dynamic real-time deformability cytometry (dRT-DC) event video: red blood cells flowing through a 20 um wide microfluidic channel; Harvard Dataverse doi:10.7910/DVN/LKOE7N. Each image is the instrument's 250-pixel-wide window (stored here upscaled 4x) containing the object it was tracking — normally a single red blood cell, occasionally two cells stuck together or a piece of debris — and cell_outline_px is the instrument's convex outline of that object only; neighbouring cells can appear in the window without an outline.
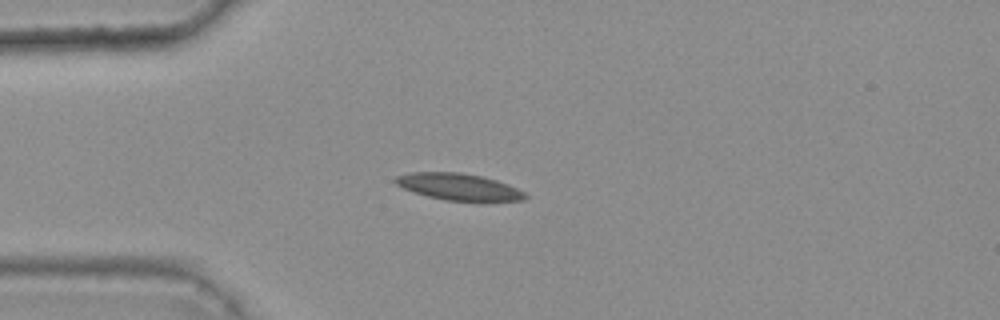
{"species": "common noctule bat (a hibernating species)", "species_latin": "Nyctalus noctula", "temperature_condition": "warm", "stored_images_in_passage": 39, "camera_frame_rate_fps": 3000, "um_per_image_px": 0.085, "animal": {"sex": "female", "body_mass_g": 25.1}, "frame": {"image": 1, "passage_image": 10, "time_ms": 3.0, "image_size_px": [1000, 320], "cell_outline_px": [[528, 196], [524, 200], [484, 204], [480, 204], [444, 200], [412, 192], [396, 184], [392, 180], [396, 176], [408, 172], [460, 172], [480, 176], [496, 180], [508, 184], [524, 192]], "centroid_in_image_um": [39.05, 15.93], "position_along_channel_um": 46.0, "area_um2": 21.15}}
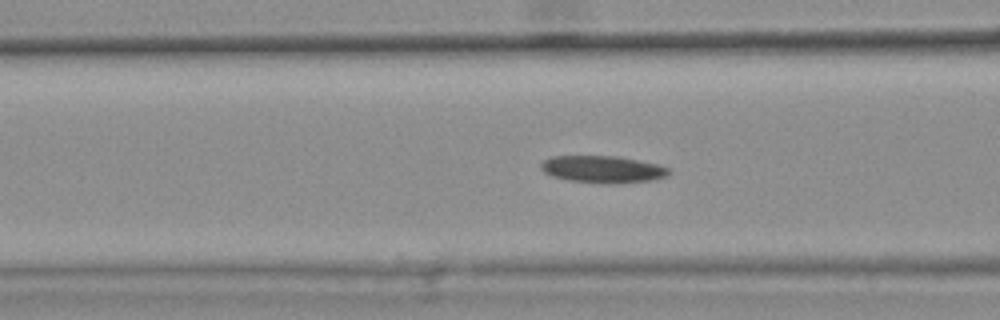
{"frame": {"image": 2, "passage_image": 17, "time_ms": 5.333, "image_size_px": [1000, 320], "cell_outline_px": [[672, 172], [668, 176], [648, 180], [568, 180], [552, 176], [544, 172], [540, 168], [540, 164], [544, 160], [552, 156], [620, 156], [656, 164], [668, 168]], "centroid_in_image_um": [51.18, 14.32], "position_along_channel_um": 115.4, "area_um2": 18.96}}
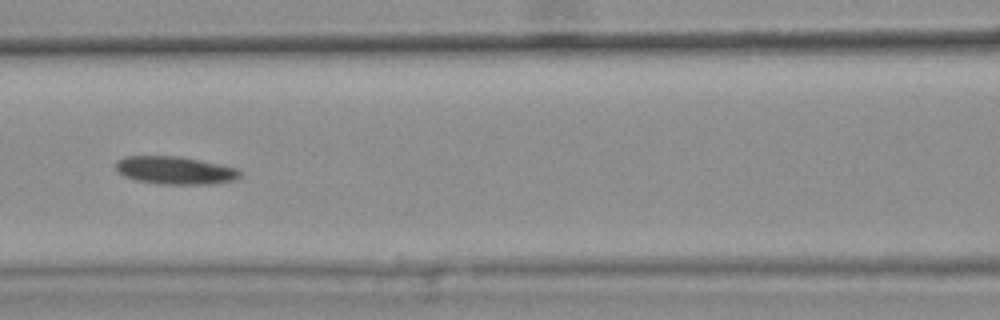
{"frame": {"image": 3, "passage_image": 20, "time_ms": 6.333, "image_size_px": [1000, 320], "cell_outline_px": [[240, 176], [232, 180], [208, 184], [156, 184], [136, 180], [124, 176], [116, 172], [116, 160], [124, 156], [180, 156], [220, 164], [236, 168], [240, 172]], "centroid_in_image_um": [14.81, 14.47], "position_along_channel_um": 151.8, "area_um2": 20.17}, "authors_computed_cell_mechanics": {"area_um2": 20.3456, "velocity_mm_per_s": 3.6342, "shape_relaxation_time_tau1_ms": null, "shape_relaxation_time_tau2_ms": 3.1708, "deformation_change_tau1": null, "deformation_change_tau2": 0.0728}}